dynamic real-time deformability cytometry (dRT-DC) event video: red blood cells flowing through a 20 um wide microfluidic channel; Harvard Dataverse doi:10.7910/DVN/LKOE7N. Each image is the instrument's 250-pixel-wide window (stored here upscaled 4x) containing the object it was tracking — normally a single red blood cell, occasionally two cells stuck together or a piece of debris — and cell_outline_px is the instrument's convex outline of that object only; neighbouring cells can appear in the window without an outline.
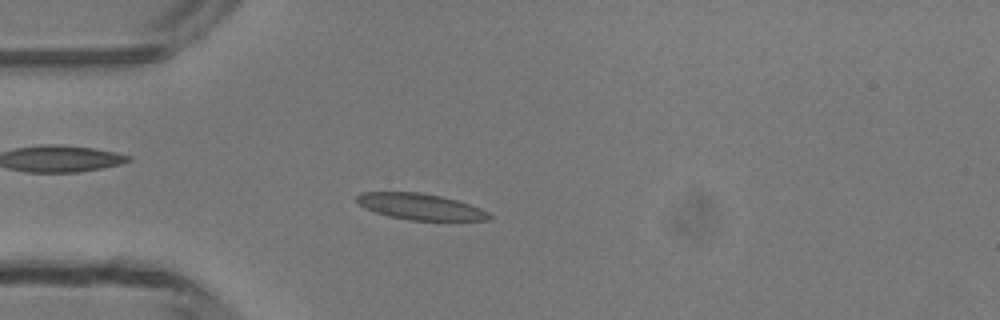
{"species": "common noctule bat (a hibernating species)", "species_latin": "Nyctalus noctula", "temperature_condition": "room temperature", "stored_images_in_passage": 40, "camera_frame_rate_fps": 3000, "um_per_image_px": 0.085, "animal": {"sex": "male", "body_mass_g": 13.3}, "frame": {"image": 1, "passage_image": 5, "time_ms": 1.333, "image_size_px": [1000, 320], "cell_outline_px": [[492, 220], [408, 220], [388, 216], [364, 208], [356, 200], [356, 196], [360, 192], [420, 192], [440, 196], [456, 200], [480, 208], [488, 212], [492, 216]], "centroid_in_image_um": [35.71, 17.56], "position_along_channel_um": 49.3, "area_um2": 20.11}}
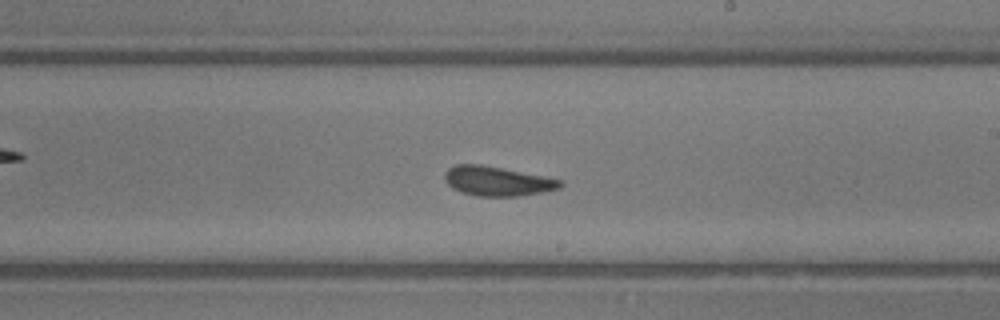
{"frame": {"image": 2, "passage_image": 20, "time_ms": 6.333, "image_size_px": [1000, 320], "cell_outline_px": [[564, 184], [560, 188], [540, 192], [516, 196], [476, 196], [460, 192], [452, 188], [444, 180], [444, 172], [448, 168], [456, 164], [480, 164], [544, 176], [564, 180]], "centroid_in_image_um": [42.24, 15.39], "position_along_channel_um": 246.8, "area_um2": 19.88}}
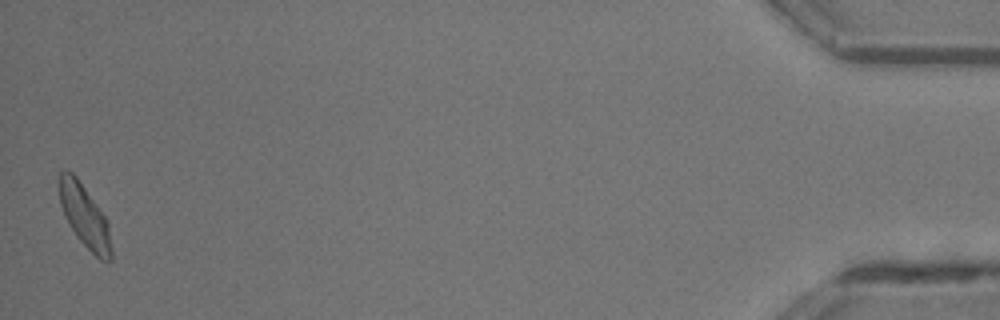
{"frame": {"image": 3, "passage_image": 40, "time_ms": 13.0, "image_size_px": [1000, 320], "cell_outline_px": [[112, 260], [108, 264], [100, 260], [76, 236], [64, 216], [60, 204], [60, 172], [72, 172], [76, 176], [108, 220], [112, 252]], "centroid_in_image_um": [7.24, 18.44], "position_along_channel_um": 428.0, "area_um2": 18.84}, "authors_computed_cell_mechanics": {"area_um2": 19.7387, "velocity_mm_per_s": 4.1914, "shape_relaxation_time_tau1_ms": 2.6273, "shape_relaxation_time_tau2_ms": 0.9073, "deformation_change_tau1": 0.1081, "deformation_change_tau2": 0.0869}}